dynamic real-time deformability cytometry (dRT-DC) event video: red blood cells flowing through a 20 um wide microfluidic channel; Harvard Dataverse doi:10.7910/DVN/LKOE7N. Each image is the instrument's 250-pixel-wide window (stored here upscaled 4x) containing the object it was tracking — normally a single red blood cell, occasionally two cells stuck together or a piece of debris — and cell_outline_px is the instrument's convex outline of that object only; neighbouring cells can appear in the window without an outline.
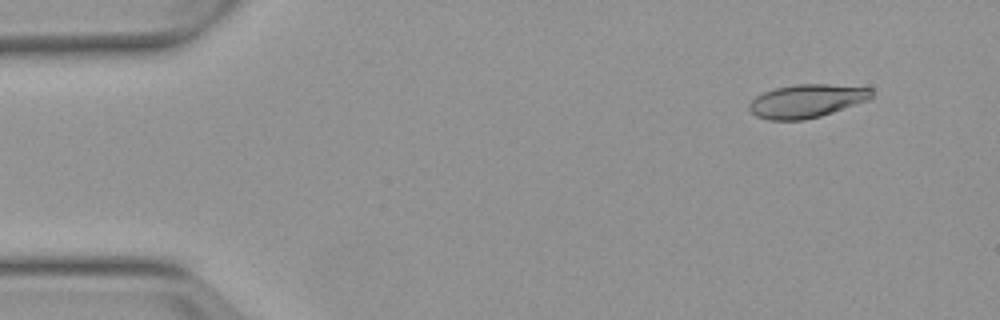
{"species": "Egyptian fruit bat (a non-hibernating species)", "species_latin": "Rousettus aegyptiacus", "temperature_condition": "warm", "stored_images_in_passage": 4, "camera_frame_rate_fps": 3000, "um_per_image_px": 0.085, "animal": {"sex": "female"}, "frame": {"image": 1, "passage_image": 2, "time_ms": 1.0, "image_size_px": [1000, 320], "cell_outline_px": [[872, 96], [868, 100], [820, 116], [804, 120], [768, 120], [756, 116], [748, 108], [748, 104], [756, 96], [764, 92], [776, 88], [796, 84], [828, 84], [872, 88]], "centroid_in_image_um": [68.54, 8.58], "position_along_channel_um": 16.5, "area_um2": 23.64}}
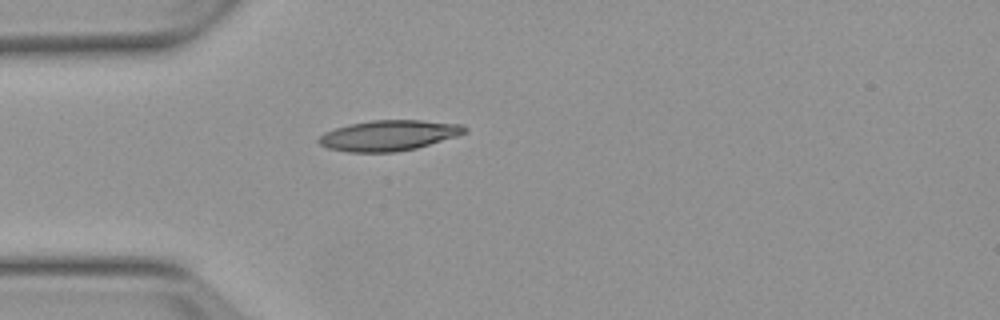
{"frame": {"image": 2, "passage_image": 4, "time_ms": 4.333, "image_size_px": [1000, 320], "cell_outline_px": [[468, 132], [456, 136], [416, 148], [396, 152], [348, 152], [328, 148], [320, 144], [316, 140], [324, 132], [348, 124], [372, 120], [420, 120], [464, 124], [468, 128]], "centroid_in_image_um": [33.06, 11.5], "position_along_channel_um": 51.9, "area_um2": 26.01}}